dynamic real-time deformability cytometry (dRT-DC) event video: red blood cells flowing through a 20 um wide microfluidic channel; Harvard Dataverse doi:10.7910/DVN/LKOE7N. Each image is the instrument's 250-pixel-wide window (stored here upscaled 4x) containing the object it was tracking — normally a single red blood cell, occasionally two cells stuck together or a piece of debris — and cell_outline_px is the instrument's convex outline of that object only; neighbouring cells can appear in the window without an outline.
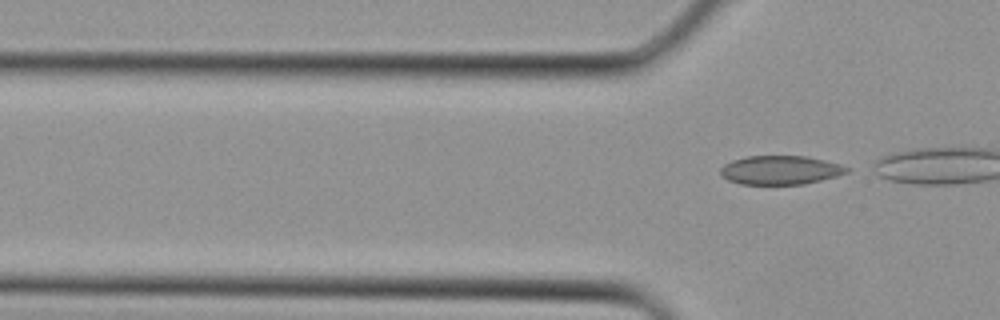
{"species": "Egyptian fruit bat (a non-hibernating species)", "species_latin": "Rousettus aegyptiacus", "temperature_condition": "cold", "stored_images_in_passage": 4, "camera_frame_rate_fps": 3000, "um_per_image_px": 0.085, "animal": {"sex": "female"}, "frame": {"image": 1, "passage_image": 4, "time_ms": 1.0, "image_size_px": [1000, 320], "cell_outline_px": [[852, 168], [848, 172], [836, 176], [804, 184], [740, 184], [728, 180], [720, 176], [720, 168], [724, 164], [732, 160], [748, 156], [808, 156], [840, 164]], "centroid_in_image_um": [66.32, 14.45], "position_along_channel_um": 59.5, "area_um2": 21.33}}